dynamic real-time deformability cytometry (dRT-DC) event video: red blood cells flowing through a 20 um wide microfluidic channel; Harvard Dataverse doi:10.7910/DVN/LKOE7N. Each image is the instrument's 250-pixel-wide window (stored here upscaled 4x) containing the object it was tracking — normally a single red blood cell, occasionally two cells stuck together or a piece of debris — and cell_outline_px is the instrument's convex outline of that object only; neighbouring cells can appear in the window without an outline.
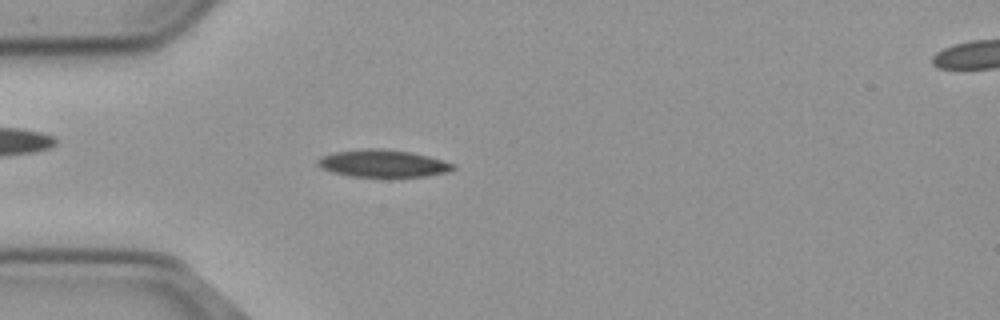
{"species": "common noctule bat (a hibernating species)", "species_latin": "Nyctalus noctula", "temperature_condition": "cold", "stored_images_in_passage": 46, "camera_frame_rate_fps": 3000, "um_per_image_px": 0.085, "animal": {"sex": "male", "body_mass_g": 23.1, "forearm_length_mm": 52.7}, "frame": {"image": 1, "passage_image": 6, "time_ms": 1.667, "image_size_px": [1000, 320], "cell_outline_px": [[456, 168], [448, 172], [424, 176], [352, 176], [332, 172], [320, 168], [316, 164], [316, 160], [324, 156], [336, 152], [368, 148], [380, 148], [408, 152], [428, 156], [444, 160], [456, 164]], "centroid_in_image_um": [32.57, 13.89], "position_along_channel_um": 52.4, "area_um2": 21.33}}
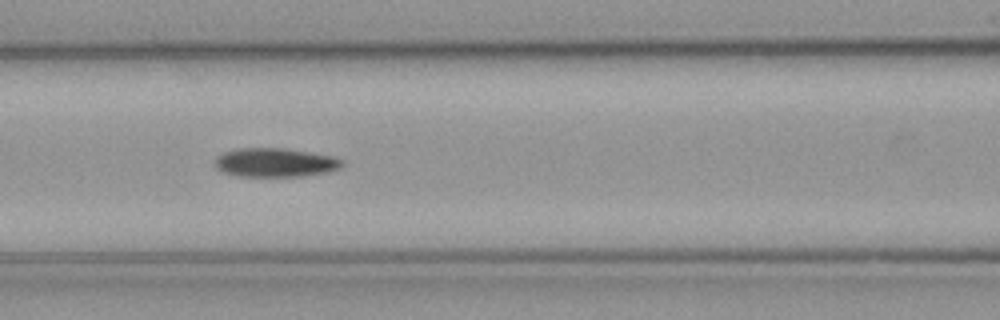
{"frame": {"image": 2, "passage_image": 14, "time_ms": 4.333, "image_size_px": [1000, 320], "cell_outline_px": [[344, 164], [340, 168], [328, 172], [304, 176], [236, 176], [224, 172], [216, 168], [216, 156], [224, 152], [236, 148], [284, 148], [332, 156], [344, 160]], "centroid_in_image_um": [23.4, 13.81], "position_along_channel_um": 143.2, "area_um2": 21.44}}
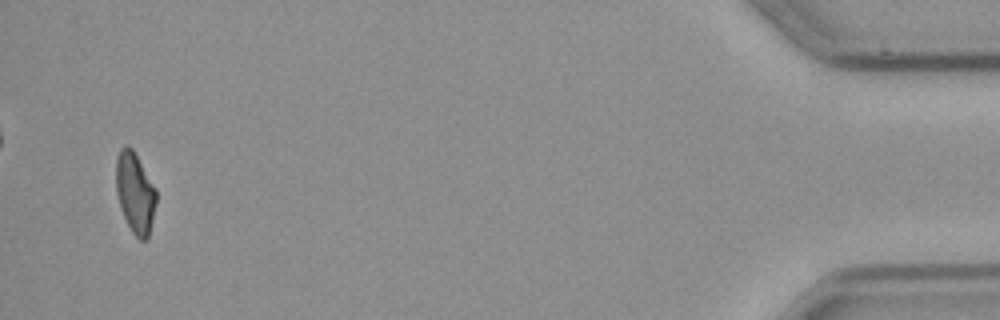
{"frame": {"image": 3, "passage_image": 44, "time_ms": 14.333, "image_size_px": [1000, 320], "cell_outline_px": [[156, 204], [148, 240], [140, 240], [132, 232], [120, 208], [116, 192], [116, 156], [120, 148], [124, 144], [128, 144], [132, 148], [156, 188]], "centroid_in_image_um": [11.47, 16.36], "position_along_channel_um": 423.7, "area_um2": 19.07}, "authors_computed_cell_mechanics": {"area_um2": 20.8369, "velocity_mm_per_s": 3.6978, "shape_relaxation_time_tau1_ms": 4.4141, "shape_relaxation_time_tau2_ms": null, "deformation_change_tau1": 0.1421, "deformation_change_tau2": null}}